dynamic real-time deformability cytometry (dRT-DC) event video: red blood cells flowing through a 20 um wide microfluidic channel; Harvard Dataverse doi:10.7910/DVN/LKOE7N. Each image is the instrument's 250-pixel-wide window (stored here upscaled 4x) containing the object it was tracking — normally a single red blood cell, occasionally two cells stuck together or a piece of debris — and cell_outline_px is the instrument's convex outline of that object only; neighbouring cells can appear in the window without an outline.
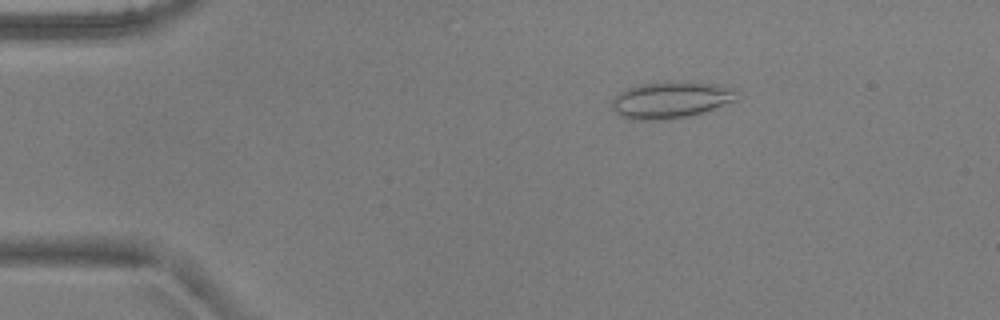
{"species": "common noctule bat (a hibernating species)", "species_latin": "Nyctalus noctula", "temperature_condition": "warm", "stored_images_in_passage": 5, "camera_frame_rate_fps": 3000, "um_per_image_px": 0.085, "animal": {"sex": "male", "body_mass_g": 17.9, "forearm_length_mm": 54.2}, "frame": {"image": 1, "passage_image": 3, "time_ms": 0.667, "image_size_px": [1000, 320], "cell_outline_px": [[740, 100], [704, 112], [688, 116], [664, 120], [628, 120], [620, 116], [612, 108], [612, 100], [620, 92], [628, 88], [640, 84], [716, 84], [736, 88]], "centroid_in_image_um": [57.06, 8.55], "position_along_channel_um": 27.9, "area_um2": 26.24}}